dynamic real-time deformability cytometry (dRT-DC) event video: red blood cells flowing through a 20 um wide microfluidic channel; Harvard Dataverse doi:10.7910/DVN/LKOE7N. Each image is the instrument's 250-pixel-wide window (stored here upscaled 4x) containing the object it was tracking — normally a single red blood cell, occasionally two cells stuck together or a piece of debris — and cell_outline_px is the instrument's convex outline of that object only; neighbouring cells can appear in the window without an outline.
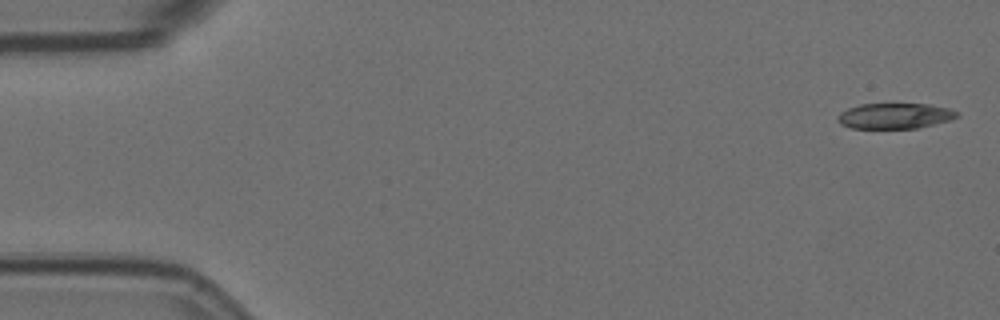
{"species": "Egyptian fruit bat (a non-hibernating species)", "species_latin": "Rousettus aegyptiacus", "temperature_condition": "room temperature", "stored_images_in_passage": 5, "camera_frame_rate_fps": 3000, "um_per_image_px": 0.085, "animal": {"sex": "female"}, "frame": {"image": 1, "passage_image": 1, "time_ms": 0.0, "image_size_px": [1000, 320], "cell_outline_px": [[960, 116], [948, 120], [916, 128], [852, 128], [840, 124], [836, 120], [836, 116], [840, 112], [848, 108], [860, 104], [928, 104], [948, 108], [960, 112]], "centroid_in_image_um": [76.03, 9.84], "position_along_channel_um": 9.0, "area_um2": 17.74}}